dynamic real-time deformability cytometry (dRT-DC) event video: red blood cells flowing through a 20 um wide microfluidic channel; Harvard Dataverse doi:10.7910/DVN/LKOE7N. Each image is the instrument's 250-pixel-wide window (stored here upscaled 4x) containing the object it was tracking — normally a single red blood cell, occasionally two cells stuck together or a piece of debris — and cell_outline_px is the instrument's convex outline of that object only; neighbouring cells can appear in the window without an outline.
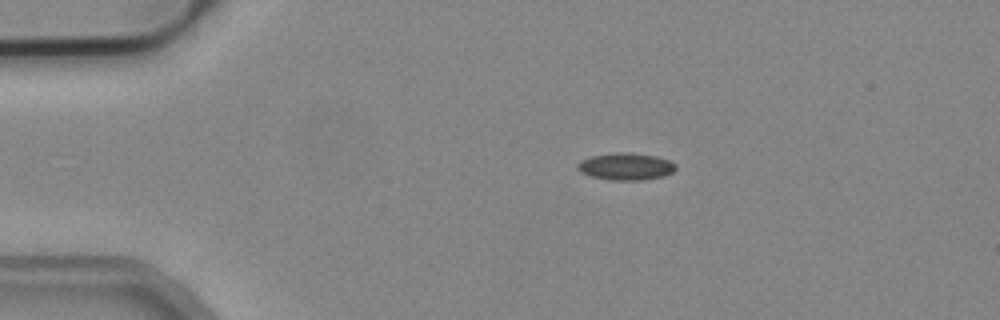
{"species": "common noctule bat (a hibernating species)", "species_latin": "Nyctalus noctula", "temperature_condition": "cold", "stored_images_in_passage": 43, "camera_frame_rate_fps": 3000, "um_per_image_px": 0.085, "animal": {"sex": "male", "body_mass_g": 19.2, "forearm_length_mm": 51.8}, "frame": {"image": 1, "passage_image": 1, "time_ms": 0.0, "image_size_px": [1000, 320], "cell_outline_px": [[676, 168], [672, 172], [664, 176], [640, 180], [612, 180], [592, 176], [580, 172], [576, 168], [576, 164], [580, 160], [592, 156], [616, 152], [624, 152], [656, 156], [668, 160], [676, 164]], "centroid_in_image_um": [53.17, 14.15], "position_along_channel_um": 31.8, "area_um2": 15.43}}
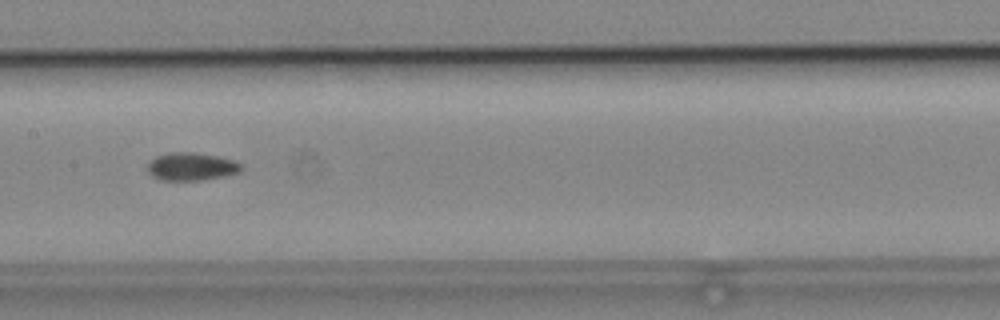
{"frame": {"image": 2, "passage_image": 17, "time_ms": 5.333, "image_size_px": [1000, 320], "cell_outline_px": [[244, 168], [240, 172], [224, 176], [200, 180], [160, 180], [152, 176], [148, 172], [148, 164], [156, 156], [168, 152], [192, 152], [216, 156], [232, 160], [240, 164]], "centroid_in_image_um": [16.25, 14.16], "position_along_channel_um": 191.1, "area_um2": 15.14}}
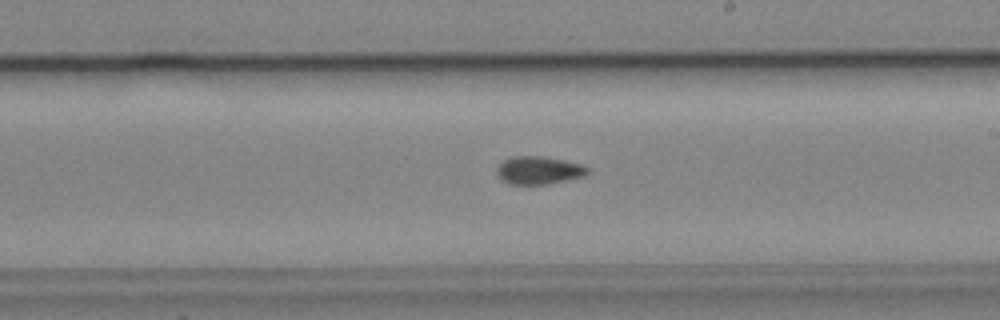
{"frame": {"image": 3, "passage_image": 21, "time_ms": 6.667, "image_size_px": [1000, 320], "cell_outline_px": [[588, 172], [584, 176], [544, 184], [512, 184], [500, 180], [496, 172], [496, 168], [504, 160], [512, 156], [544, 156], [564, 160], [580, 164], [588, 168]], "centroid_in_image_um": [45.75, 14.46], "position_along_channel_um": 243.3, "area_um2": 14.62}, "authors_computed_cell_mechanics": {"area_um2": 14.6812, "velocity_mm_per_s": 3.9312, "shape_relaxation_time_tau1_ms": null, "shape_relaxation_time_tau2_ms": 3.4613, "deformation_change_tau1": null, "deformation_change_tau2": 0.0732}}